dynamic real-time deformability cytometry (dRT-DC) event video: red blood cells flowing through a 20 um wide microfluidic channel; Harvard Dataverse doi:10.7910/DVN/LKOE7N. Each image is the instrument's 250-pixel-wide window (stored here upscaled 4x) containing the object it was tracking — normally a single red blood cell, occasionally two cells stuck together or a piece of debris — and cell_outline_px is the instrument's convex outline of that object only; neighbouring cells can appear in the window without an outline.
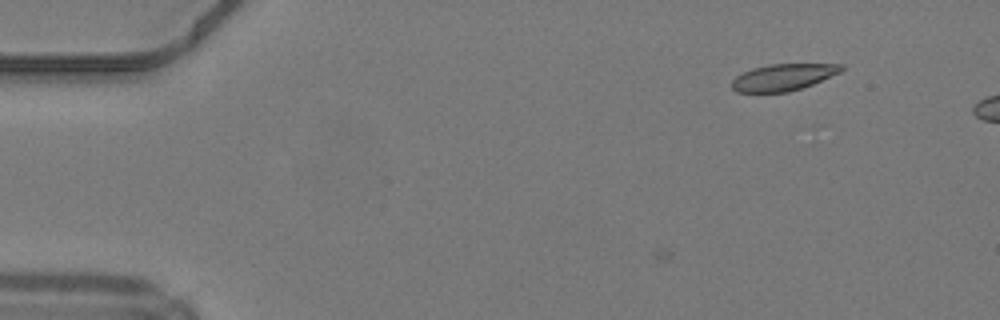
{"species": "common noctule bat (a hibernating species)", "species_latin": "Nyctalus noctula", "temperature_condition": "warm", "stored_images_in_passage": 6, "camera_frame_rate_fps": 3000, "um_per_image_px": 0.085, "animal": {"sex": "male", "body_mass_g": 19.2, "forearm_length_mm": 51.8}, "frame": {"image": 1, "passage_image": 6, "time_ms": 1.667, "image_size_px": [1000, 320], "cell_outline_px": [[844, 68], [840, 72], [812, 84], [788, 92], [736, 92], [732, 88], [732, 80], [736, 76], [752, 68], [768, 64], [844, 64]], "centroid_in_image_um": [66.55, 6.56], "position_along_channel_um": 18.4, "area_um2": 16.88}}